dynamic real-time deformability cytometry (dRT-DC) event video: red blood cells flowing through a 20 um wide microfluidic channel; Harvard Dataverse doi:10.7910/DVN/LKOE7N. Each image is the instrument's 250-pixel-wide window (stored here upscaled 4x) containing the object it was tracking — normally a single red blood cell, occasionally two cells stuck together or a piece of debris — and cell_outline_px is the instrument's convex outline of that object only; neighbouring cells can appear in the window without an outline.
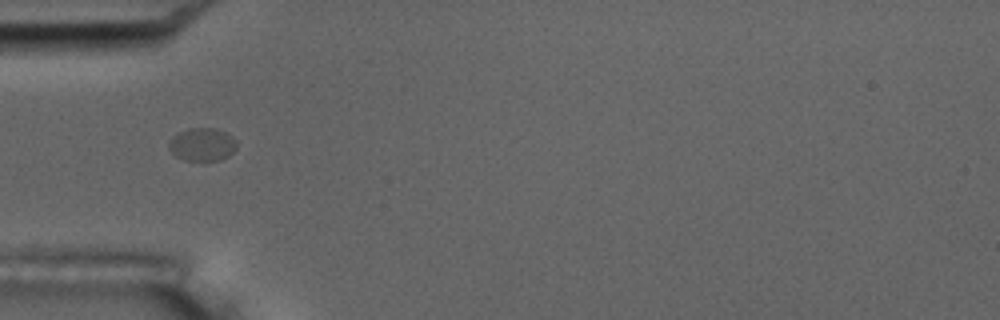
{"species": "common noctule bat (a hibernating species)", "species_latin": "Nyctalus noctula", "temperature_condition": "room temperature", "stored_images_in_passage": 39, "camera_frame_rate_fps": 3000, "um_per_image_px": 0.085, "animal": {"sex": "male", "body_mass_g": 17.5, "forearm_length_mm": 52.3}, "frame": {"image": 1, "passage_image": 1, "time_ms": 0.0, "image_size_px": [1000, 320], "cell_outline_px": [[236, 148], [228, 156], [220, 160], [184, 160], [176, 156], [168, 148], [168, 144], [172, 136], [176, 132], [188, 128], [216, 128], [232, 136], [236, 140]], "centroid_in_image_um": [17.16, 12.26], "position_along_channel_um": 67.8, "area_um2": 13.12}}